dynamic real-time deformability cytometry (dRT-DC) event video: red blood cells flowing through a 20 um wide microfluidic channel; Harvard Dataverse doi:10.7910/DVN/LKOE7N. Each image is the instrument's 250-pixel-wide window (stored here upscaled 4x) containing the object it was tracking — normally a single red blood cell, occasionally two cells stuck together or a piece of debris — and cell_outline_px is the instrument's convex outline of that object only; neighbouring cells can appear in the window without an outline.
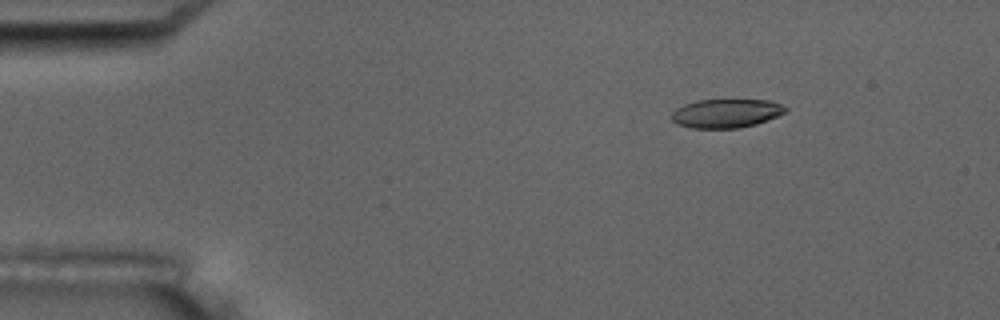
{"species": "common noctule bat (a hibernating species)", "species_latin": "Nyctalus noctula", "temperature_condition": "room temperature", "stored_images_in_passage": 5, "camera_frame_rate_fps": 3000, "um_per_image_px": 0.085, "animal": {"sex": "male", "body_mass_g": 17.5, "forearm_length_mm": 52.3}, "frame": {"image": 1, "passage_image": 2, "time_ms": 2.0, "image_size_px": [1000, 320], "cell_outline_px": [[788, 112], [768, 120], [756, 124], [736, 128], [692, 128], [676, 124], [672, 120], [672, 112], [676, 108], [684, 104], [696, 100], [768, 100], [780, 104], [788, 108]], "centroid_in_image_um": [61.73, 9.63], "position_along_channel_um": 23.3, "area_um2": 19.19}}